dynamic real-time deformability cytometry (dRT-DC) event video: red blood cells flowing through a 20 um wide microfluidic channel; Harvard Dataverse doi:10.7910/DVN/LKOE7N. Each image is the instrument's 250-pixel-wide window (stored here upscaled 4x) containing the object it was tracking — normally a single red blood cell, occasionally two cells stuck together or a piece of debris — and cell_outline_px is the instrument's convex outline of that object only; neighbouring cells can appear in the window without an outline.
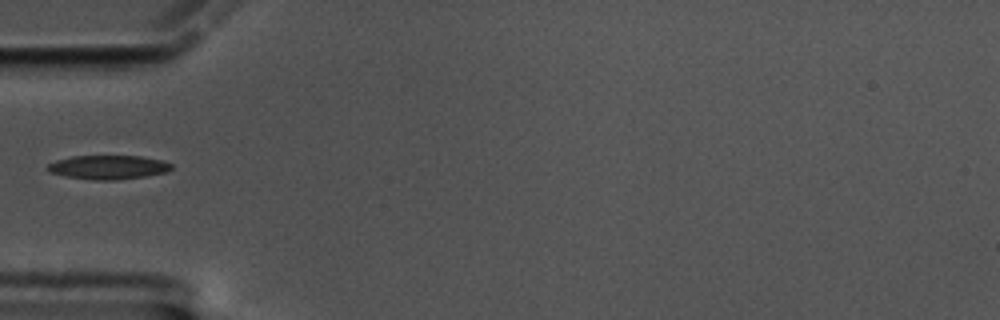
{"species": "common noctule bat (a hibernating species)", "species_latin": "Nyctalus noctula", "temperature_condition": "cold", "stored_images_in_passage": 41, "camera_frame_rate_fps": 3000, "um_per_image_px": 0.085, "animal": {"sex": "male", "body_mass_g": 17.5, "forearm_length_mm": 52.3}, "frame": {"image": 1, "passage_image": 1, "time_ms": 0.0, "image_size_px": [1000, 320], "cell_outline_px": [[172, 168], [168, 172], [144, 176], [116, 180], [96, 180], [64, 176], [52, 172], [44, 168], [48, 164], [56, 160], [72, 156], [140, 156], [164, 160], [172, 164]], "centroid_in_image_um": [9.22, 14.21], "position_along_channel_um": 75.8, "area_um2": 17.34}}
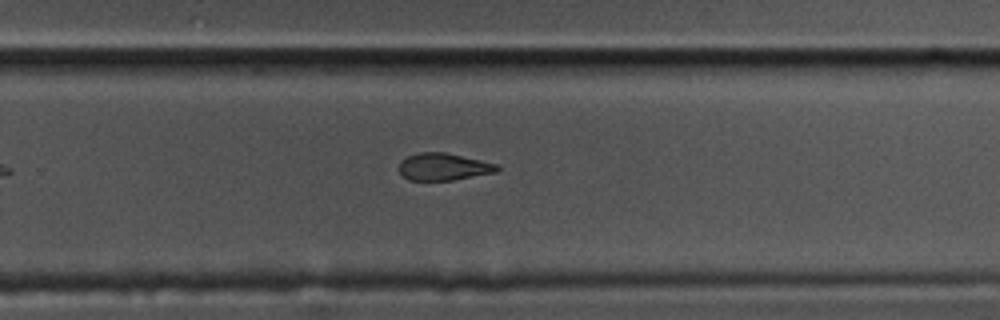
{"frame": {"image": 2, "passage_image": 20, "time_ms": 6.333, "image_size_px": [1000, 320], "cell_outline_px": [[500, 168], [496, 172], [452, 180], [408, 180], [400, 172], [400, 160], [408, 156], [420, 152], [444, 152], [480, 160], [496, 164]], "centroid_in_image_um": [37.68, 14.17], "position_along_channel_um": 292.1, "area_um2": 15.32}}
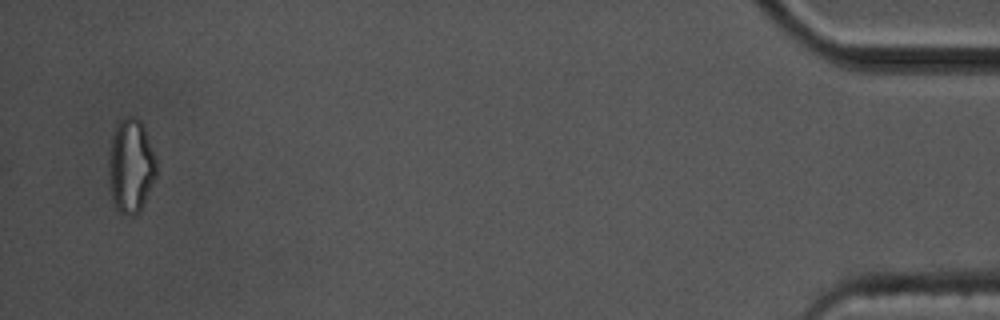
{"frame": {"image": 3, "passage_image": 39, "time_ms": 12.667, "image_size_px": [1000, 320], "cell_outline_px": [[156, 176], [140, 208], [132, 216], [128, 216], [120, 212], [116, 208], [112, 200], [108, 180], [108, 160], [112, 136], [116, 124], [124, 116], [136, 116], [140, 120], [144, 128], [156, 160]], "centroid_in_image_um": [11.08, 14.07], "position_along_channel_um": 424.1, "area_um2": 26.01}}